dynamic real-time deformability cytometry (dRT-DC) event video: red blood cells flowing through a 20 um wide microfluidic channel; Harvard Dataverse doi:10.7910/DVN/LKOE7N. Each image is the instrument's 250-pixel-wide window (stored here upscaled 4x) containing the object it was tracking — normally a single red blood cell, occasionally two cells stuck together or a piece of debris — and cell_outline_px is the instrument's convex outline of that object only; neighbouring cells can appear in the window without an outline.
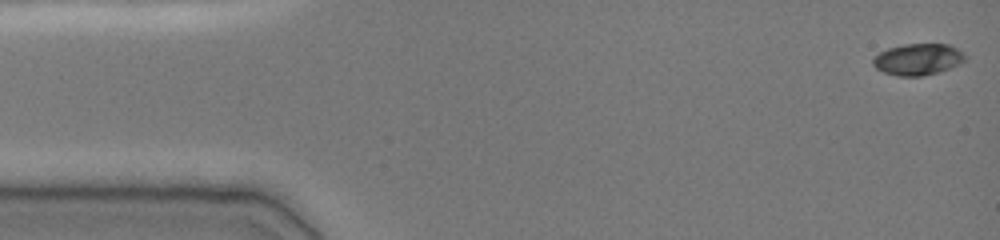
{"species": "common noctule bat (a hibernating species)", "species_latin": "Nyctalus noctula", "temperature_condition": "cold", "stored_images_in_passage": 49, "camera_frame_rate_fps": 3000, "um_per_image_px": 0.085, "animal": {"sex": "female", "body_mass_g": 19.0, "forearm_length_mm": 51.5}, "frame": {"image": 1, "passage_image": 1, "time_ms": 0.0, "image_size_px": [1000, 240], "cell_outline_px": [[968, 60], [960, 64], [936, 72], [920, 76], [896, 76], [884, 72], [876, 68], [872, 64], [872, 60], [880, 52], [888, 48], [904, 44], [948, 44], [964, 52], [968, 56]], "centroid_in_image_um": [78.06, 5.03], "position_along_channel_um": 6.9, "area_um2": 16.94}}
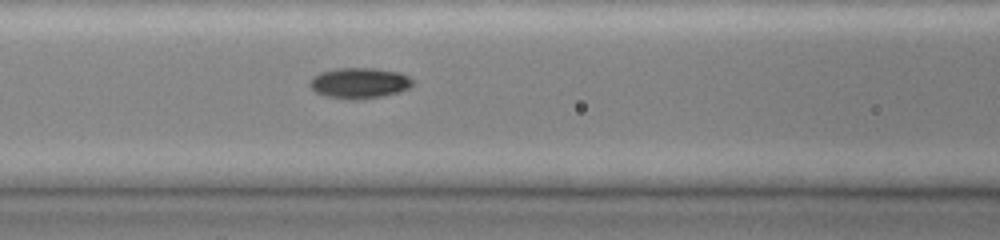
{"frame": {"image": 2, "passage_image": 20, "time_ms": 6.333, "image_size_px": [1000, 240], "cell_outline_px": [[416, 80], [408, 88], [384, 96], [352, 100], [324, 96], [316, 92], [308, 84], [308, 80], [312, 76], [320, 72], [336, 68], [372, 68], [400, 72]], "centroid_in_image_um": [30.51, 7.05], "position_along_channel_um": 136.1, "area_um2": 18.55}}
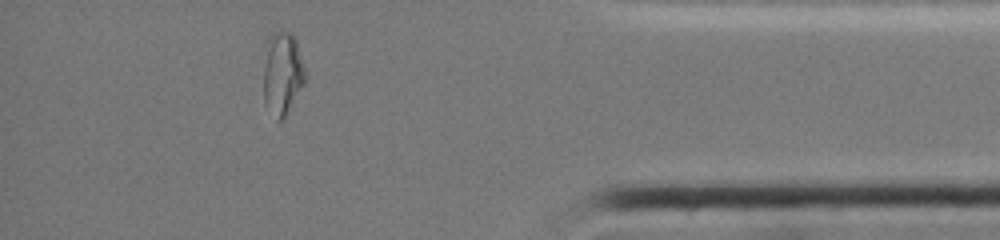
{"frame": {"image": 3, "passage_image": 43, "time_ms": 14.0, "image_size_px": [1000, 240], "cell_outline_px": [[304, 84], [284, 116], [280, 120], [276, 120], [264, 104], [264, 68], [268, 40], [272, 32], [292, 32], [296, 40], [304, 68]], "centroid_in_image_um": [23.99, 6.24], "position_along_channel_um": 411.2, "area_um2": 19.65}, "authors_computed_cell_mechanics": {"area_um2": 17.3978, "velocity_mm_per_s": 3.9121, "shape_relaxation_time_tau1_ms": null, "shape_relaxation_time_tau2_ms": 2.5153, "deformation_change_tau1": null, "deformation_change_tau2": 0.0496}}